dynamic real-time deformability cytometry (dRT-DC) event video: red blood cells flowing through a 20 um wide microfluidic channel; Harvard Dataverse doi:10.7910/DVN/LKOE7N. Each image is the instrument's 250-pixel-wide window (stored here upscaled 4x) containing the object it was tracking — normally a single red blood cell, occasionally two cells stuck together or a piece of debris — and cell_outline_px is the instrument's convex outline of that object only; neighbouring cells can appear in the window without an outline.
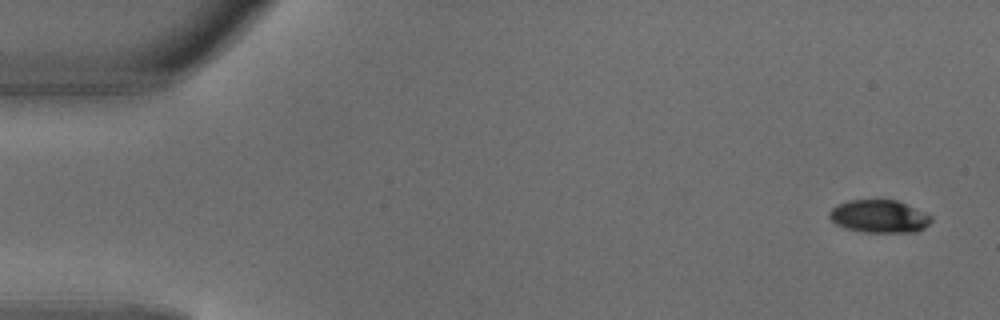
{"species": "common noctule bat (a hibernating species)", "species_latin": "Nyctalus noctula", "temperature_condition": "warm", "stored_images_in_passage": 4, "camera_frame_rate_fps": 3000, "um_per_image_px": 0.085, "animal": {"sex": "male", "body_mass_g": 18.8}, "frame": {"image": 1, "passage_image": 1, "time_ms": 0.0, "image_size_px": [1000, 320], "cell_outline_px": [[932, 220], [924, 228], [916, 232], [864, 232], [844, 228], [836, 224], [828, 216], [828, 212], [836, 204], [848, 200], [896, 200], [924, 212], [932, 216]], "centroid_in_image_um": [74.7, 18.39], "position_along_channel_um": 10.3, "area_um2": 19.48}}
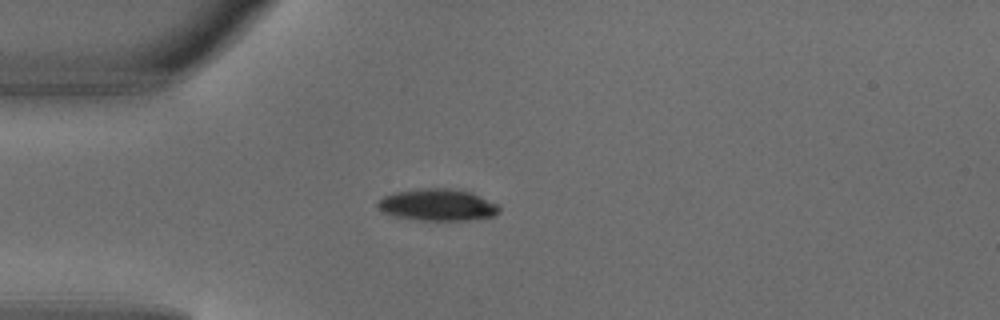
{"frame": {"image": 2, "passage_image": 4, "time_ms": 1.0, "image_size_px": [1000, 320], "cell_outline_px": [[500, 212], [496, 216], [468, 220], [416, 220], [396, 216], [380, 212], [376, 208], [376, 204], [384, 196], [396, 192], [420, 188], [452, 188], [472, 192], [500, 204]], "centroid_in_image_um": [37.23, 17.41], "position_along_channel_um": 47.8, "area_um2": 22.95}}